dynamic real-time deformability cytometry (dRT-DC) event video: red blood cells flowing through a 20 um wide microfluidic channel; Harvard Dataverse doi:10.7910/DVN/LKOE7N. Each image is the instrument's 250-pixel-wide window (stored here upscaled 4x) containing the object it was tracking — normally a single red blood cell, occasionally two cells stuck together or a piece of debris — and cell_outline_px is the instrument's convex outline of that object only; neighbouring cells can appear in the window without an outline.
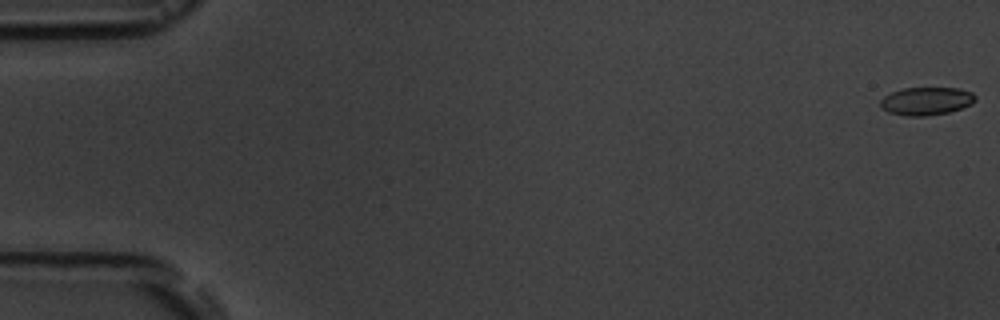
{"species": "common noctule bat (a hibernating species)", "species_latin": "Nyctalus noctula", "temperature_condition": "room temperature", "stored_images_in_passage": 4, "camera_frame_rate_fps": 3000, "um_per_image_px": 0.085, "animal": {"sex": "male", "body_mass_g": 19.5, "forearm_length_mm": 54.6}, "frame": {"image": 1, "passage_image": 1, "time_ms": 0.0, "image_size_px": [1000, 320], "cell_outline_px": [[976, 100], [972, 104], [948, 112], [928, 116], [904, 116], [888, 112], [880, 108], [880, 100], [884, 96], [892, 92], [904, 88], [960, 88], [972, 92], [976, 96]], "centroid_in_image_um": [78.73, 8.59], "position_along_channel_um": 6.3, "area_um2": 15.61}}